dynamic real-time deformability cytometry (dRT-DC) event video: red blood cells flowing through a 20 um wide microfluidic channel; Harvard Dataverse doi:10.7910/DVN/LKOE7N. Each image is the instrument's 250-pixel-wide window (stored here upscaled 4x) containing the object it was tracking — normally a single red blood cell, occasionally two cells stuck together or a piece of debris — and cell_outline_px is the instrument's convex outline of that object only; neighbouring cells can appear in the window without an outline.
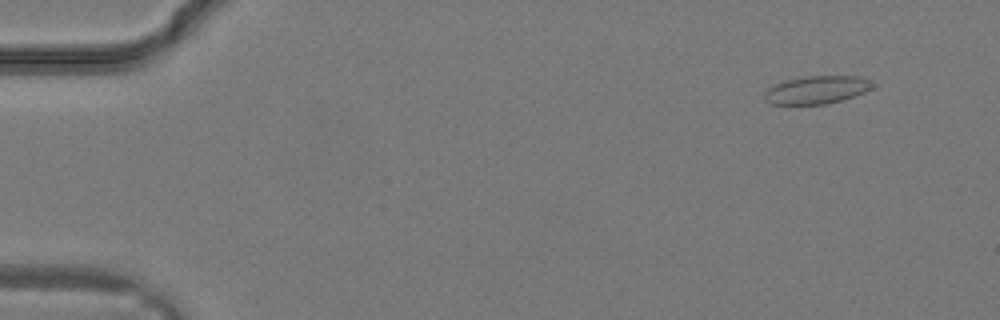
{"species": "common noctule bat (a hibernating species)", "species_latin": "Nyctalus noctula", "temperature_condition": "warm", "stored_images_in_passage": 32, "camera_frame_rate_fps": 3000, "um_per_image_px": 0.085, "animal": {"sex": "male", "body_mass_g": 19.2, "forearm_length_mm": 51.8}, "frame": {"image": 1, "passage_image": 3, "time_ms": 0.667, "image_size_px": [1000, 320], "cell_outline_px": [[876, 84], [872, 88], [864, 92], [840, 100], [824, 104], [768, 104], [764, 100], [764, 92], [768, 88], [776, 84], [788, 80], [804, 76], [860, 76]], "centroid_in_image_um": [69.4, 7.63], "position_along_channel_um": 15.6, "area_um2": 17.46}}
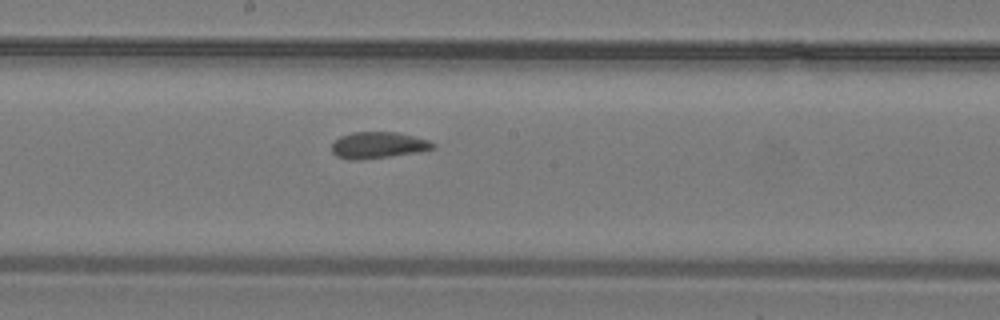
{"frame": {"image": 2, "passage_image": 18, "time_ms": 5.667, "image_size_px": [1000, 320], "cell_outline_px": [[436, 148], [420, 152], [360, 160], [348, 160], [336, 156], [332, 152], [332, 144], [340, 136], [352, 132], [396, 132], [428, 140], [436, 144]], "centroid_in_image_um": [32.14, 12.35], "position_along_channel_um": 216.1, "area_um2": 15.66}}
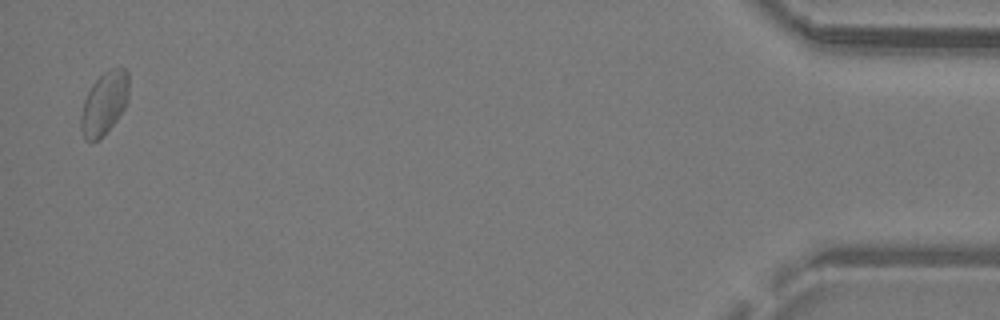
{"frame": {"image": 3, "passage_image": 32, "time_ms": 10.333, "image_size_px": [1000, 320], "cell_outline_px": [[128, 100], [124, 108], [116, 120], [104, 136], [100, 140], [92, 144], [84, 140], [80, 128], [80, 116], [84, 100], [92, 84], [104, 72], [112, 68], [124, 68], [128, 72]], "centroid_in_image_um": [8.84, 8.85], "position_along_channel_um": 426.4, "area_um2": 17.8}}